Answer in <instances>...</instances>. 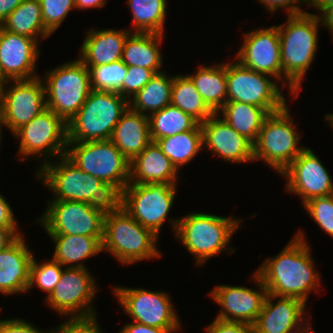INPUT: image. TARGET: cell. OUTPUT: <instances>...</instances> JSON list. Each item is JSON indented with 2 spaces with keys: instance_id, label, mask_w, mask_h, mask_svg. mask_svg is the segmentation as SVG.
I'll use <instances>...</instances> for the list:
<instances>
[{
  "instance_id": "obj_1",
  "label": "cell",
  "mask_w": 333,
  "mask_h": 333,
  "mask_svg": "<svg viewBox=\"0 0 333 333\" xmlns=\"http://www.w3.org/2000/svg\"><path fill=\"white\" fill-rule=\"evenodd\" d=\"M306 235L304 229L297 230L276 256L266 258L255 270L268 293L298 298L306 304L311 293H319L321 273L316 270L312 246Z\"/></svg>"
},
{
  "instance_id": "obj_2",
  "label": "cell",
  "mask_w": 333,
  "mask_h": 333,
  "mask_svg": "<svg viewBox=\"0 0 333 333\" xmlns=\"http://www.w3.org/2000/svg\"><path fill=\"white\" fill-rule=\"evenodd\" d=\"M34 173L38 182L53 195L47 201L86 202L105 215L122 207V191L116 185L82 171L65 155Z\"/></svg>"
},
{
  "instance_id": "obj_3",
  "label": "cell",
  "mask_w": 333,
  "mask_h": 333,
  "mask_svg": "<svg viewBox=\"0 0 333 333\" xmlns=\"http://www.w3.org/2000/svg\"><path fill=\"white\" fill-rule=\"evenodd\" d=\"M285 18L286 22L276 25L281 46L282 86L289 89L287 97L292 99L299 96L304 77L315 61L322 26L318 15L311 12Z\"/></svg>"
},
{
  "instance_id": "obj_4",
  "label": "cell",
  "mask_w": 333,
  "mask_h": 333,
  "mask_svg": "<svg viewBox=\"0 0 333 333\" xmlns=\"http://www.w3.org/2000/svg\"><path fill=\"white\" fill-rule=\"evenodd\" d=\"M242 219L193 211L179 216L174 236L192 255L195 266L202 268L214 256L221 253L230 255L236 251L230 242L236 231L241 229Z\"/></svg>"
},
{
  "instance_id": "obj_5",
  "label": "cell",
  "mask_w": 333,
  "mask_h": 333,
  "mask_svg": "<svg viewBox=\"0 0 333 333\" xmlns=\"http://www.w3.org/2000/svg\"><path fill=\"white\" fill-rule=\"evenodd\" d=\"M159 236L138 223L122 207L104 217L102 248L121 266L162 257Z\"/></svg>"
},
{
  "instance_id": "obj_6",
  "label": "cell",
  "mask_w": 333,
  "mask_h": 333,
  "mask_svg": "<svg viewBox=\"0 0 333 333\" xmlns=\"http://www.w3.org/2000/svg\"><path fill=\"white\" fill-rule=\"evenodd\" d=\"M128 108L129 100L118 92L91 90L67 123L68 142L110 140L114 127Z\"/></svg>"
},
{
  "instance_id": "obj_7",
  "label": "cell",
  "mask_w": 333,
  "mask_h": 333,
  "mask_svg": "<svg viewBox=\"0 0 333 333\" xmlns=\"http://www.w3.org/2000/svg\"><path fill=\"white\" fill-rule=\"evenodd\" d=\"M288 106L265 119L253 143L254 162L265 163L279 175L306 148L299 145L302 135Z\"/></svg>"
},
{
  "instance_id": "obj_8",
  "label": "cell",
  "mask_w": 333,
  "mask_h": 333,
  "mask_svg": "<svg viewBox=\"0 0 333 333\" xmlns=\"http://www.w3.org/2000/svg\"><path fill=\"white\" fill-rule=\"evenodd\" d=\"M48 70L41 77L45 86L46 108L68 123L92 90L89 69L77 57Z\"/></svg>"
},
{
  "instance_id": "obj_9",
  "label": "cell",
  "mask_w": 333,
  "mask_h": 333,
  "mask_svg": "<svg viewBox=\"0 0 333 333\" xmlns=\"http://www.w3.org/2000/svg\"><path fill=\"white\" fill-rule=\"evenodd\" d=\"M12 135L19 140L17 161L28 162L39 158L38 169L66 153L67 123L48 108Z\"/></svg>"
},
{
  "instance_id": "obj_10",
  "label": "cell",
  "mask_w": 333,
  "mask_h": 333,
  "mask_svg": "<svg viewBox=\"0 0 333 333\" xmlns=\"http://www.w3.org/2000/svg\"><path fill=\"white\" fill-rule=\"evenodd\" d=\"M177 190V184L169 183L128 184L122 191V208L159 237L166 222L175 234L179 217L169 218V213Z\"/></svg>"
},
{
  "instance_id": "obj_11",
  "label": "cell",
  "mask_w": 333,
  "mask_h": 333,
  "mask_svg": "<svg viewBox=\"0 0 333 333\" xmlns=\"http://www.w3.org/2000/svg\"><path fill=\"white\" fill-rule=\"evenodd\" d=\"M226 79L227 102H244L270 113L282 110L288 103L284 87L275 78L251 70L235 58L226 62Z\"/></svg>"
},
{
  "instance_id": "obj_12",
  "label": "cell",
  "mask_w": 333,
  "mask_h": 333,
  "mask_svg": "<svg viewBox=\"0 0 333 333\" xmlns=\"http://www.w3.org/2000/svg\"><path fill=\"white\" fill-rule=\"evenodd\" d=\"M65 156L82 171L121 191L129 184L130 161L110 140L68 142Z\"/></svg>"
},
{
  "instance_id": "obj_13",
  "label": "cell",
  "mask_w": 333,
  "mask_h": 333,
  "mask_svg": "<svg viewBox=\"0 0 333 333\" xmlns=\"http://www.w3.org/2000/svg\"><path fill=\"white\" fill-rule=\"evenodd\" d=\"M89 268L64 267L60 281L48 296L45 304L65 319L97 316L94 307L95 295L99 291L94 274Z\"/></svg>"
},
{
  "instance_id": "obj_14",
  "label": "cell",
  "mask_w": 333,
  "mask_h": 333,
  "mask_svg": "<svg viewBox=\"0 0 333 333\" xmlns=\"http://www.w3.org/2000/svg\"><path fill=\"white\" fill-rule=\"evenodd\" d=\"M112 292L131 321L157 328L182 329L181 319L167 291L118 285L113 286Z\"/></svg>"
},
{
  "instance_id": "obj_15",
  "label": "cell",
  "mask_w": 333,
  "mask_h": 333,
  "mask_svg": "<svg viewBox=\"0 0 333 333\" xmlns=\"http://www.w3.org/2000/svg\"><path fill=\"white\" fill-rule=\"evenodd\" d=\"M36 220L47 235H83L103 240L104 217L101 211L80 201H47Z\"/></svg>"
},
{
  "instance_id": "obj_16",
  "label": "cell",
  "mask_w": 333,
  "mask_h": 333,
  "mask_svg": "<svg viewBox=\"0 0 333 333\" xmlns=\"http://www.w3.org/2000/svg\"><path fill=\"white\" fill-rule=\"evenodd\" d=\"M46 109L41 75L32 79L8 80L2 84L0 124L13 134Z\"/></svg>"
},
{
  "instance_id": "obj_17",
  "label": "cell",
  "mask_w": 333,
  "mask_h": 333,
  "mask_svg": "<svg viewBox=\"0 0 333 333\" xmlns=\"http://www.w3.org/2000/svg\"><path fill=\"white\" fill-rule=\"evenodd\" d=\"M252 276L254 288L231 284L216 285L208 295L214 303L220 306L216 318L224 321L242 322L254 325L268 295L259 274Z\"/></svg>"
},
{
  "instance_id": "obj_18",
  "label": "cell",
  "mask_w": 333,
  "mask_h": 333,
  "mask_svg": "<svg viewBox=\"0 0 333 333\" xmlns=\"http://www.w3.org/2000/svg\"><path fill=\"white\" fill-rule=\"evenodd\" d=\"M320 158L306 147L280 174L284 191L299 196L301 205L315 197L333 195V179Z\"/></svg>"
},
{
  "instance_id": "obj_19",
  "label": "cell",
  "mask_w": 333,
  "mask_h": 333,
  "mask_svg": "<svg viewBox=\"0 0 333 333\" xmlns=\"http://www.w3.org/2000/svg\"><path fill=\"white\" fill-rule=\"evenodd\" d=\"M243 43L234 58L243 66L275 78L282 86L281 46L277 25L243 33Z\"/></svg>"
},
{
  "instance_id": "obj_20",
  "label": "cell",
  "mask_w": 333,
  "mask_h": 333,
  "mask_svg": "<svg viewBox=\"0 0 333 333\" xmlns=\"http://www.w3.org/2000/svg\"><path fill=\"white\" fill-rule=\"evenodd\" d=\"M203 151L224 162H254L253 143L228 125L217 113L201 123Z\"/></svg>"
},
{
  "instance_id": "obj_21",
  "label": "cell",
  "mask_w": 333,
  "mask_h": 333,
  "mask_svg": "<svg viewBox=\"0 0 333 333\" xmlns=\"http://www.w3.org/2000/svg\"><path fill=\"white\" fill-rule=\"evenodd\" d=\"M41 44L34 38L11 33L0 26V62L9 80L32 79L40 76L36 67Z\"/></svg>"
},
{
  "instance_id": "obj_22",
  "label": "cell",
  "mask_w": 333,
  "mask_h": 333,
  "mask_svg": "<svg viewBox=\"0 0 333 333\" xmlns=\"http://www.w3.org/2000/svg\"><path fill=\"white\" fill-rule=\"evenodd\" d=\"M307 304L294 297H279L268 293L255 322V333H290L311 317Z\"/></svg>"
},
{
  "instance_id": "obj_23",
  "label": "cell",
  "mask_w": 333,
  "mask_h": 333,
  "mask_svg": "<svg viewBox=\"0 0 333 333\" xmlns=\"http://www.w3.org/2000/svg\"><path fill=\"white\" fill-rule=\"evenodd\" d=\"M21 234L10 246L0 251V294L18 296L27 293L30 282L32 249Z\"/></svg>"
},
{
  "instance_id": "obj_24",
  "label": "cell",
  "mask_w": 333,
  "mask_h": 333,
  "mask_svg": "<svg viewBox=\"0 0 333 333\" xmlns=\"http://www.w3.org/2000/svg\"><path fill=\"white\" fill-rule=\"evenodd\" d=\"M132 32L127 29H88L80 46L78 58L85 66H99L122 59L126 38Z\"/></svg>"
},
{
  "instance_id": "obj_25",
  "label": "cell",
  "mask_w": 333,
  "mask_h": 333,
  "mask_svg": "<svg viewBox=\"0 0 333 333\" xmlns=\"http://www.w3.org/2000/svg\"><path fill=\"white\" fill-rule=\"evenodd\" d=\"M179 176L177 168L153 141L130 161L129 184H177Z\"/></svg>"
},
{
  "instance_id": "obj_26",
  "label": "cell",
  "mask_w": 333,
  "mask_h": 333,
  "mask_svg": "<svg viewBox=\"0 0 333 333\" xmlns=\"http://www.w3.org/2000/svg\"><path fill=\"white\" fill-rule=\"evenodd\" d=\"M110 141L132 161L152 142L148 116L128 108L114 127Z\"/></svg>"
},
{
  "instance_id": "obj_27",
  "label": "cell",
  "mask_w": 333,
  "mask_h": 333,
  "mask_svg": "<svg viewBox=\"0 0 333 333\" xmlns=\"http://www.w3.org/2000/svg\"><path fill=\"white\" fill-rule=\"evenodd\" d=\"M163 34L131 33L125 40L122 62L127 66L143 67L153 70L156 74L165 71L161 43Z\"/></svg>"
},
{
  "instance_id": "obj_28",
  "label": "cell",
  "mask_w": 333,
  "mask_h": 333,
  "mask_svg": "<svg viewBox=\"0 0 333 333\" xmlns=\"http://www.w3.org/2000/svg\"><path fill=\"white\" fill-rule=\"evenodd\" d=\"M55 246L52 259L63 267L88 268L85 261L103 252L102 241L83 235H47ZM97 255V256H96Z\"/></svg>"
},
{
  "instance_id": "obj_29",
  "label": "cell",
  "mask_w": 333,
  "mask_h": 333,
  "mask_svg": "<svg viewBox=\"0 0 333 333\" xmlns=\"http://www.w3.org/2000/svg\"><path fill=\"white\" fill-rule=\"evenodd\" d=\"M187 76L214 113L227 102L226 62L220 61L209 66L200 64L195 72Z\"/></svg>"
},
{
  "instance_id": "obj_30",
  "label": "cell",
  "mask_w": 333,
  "mask_h": 333,
  "mask_svg": "<svg viewBox=\"0 0 333 333\" xmlns=\"http://www.w3.org/2000/svg\"><path fill=\"white\" fill-rule=\"evenodd\" d=\"M239 134L254 143L265 119L271 114L259 106L244 102H226L217 112Z\"/></svg>"
},
{
  "instance_id": "obj_31",
  "label": "cell",
  "mask_w": 333,
  "mask_h": 333,
  "mask_svg": "<svg viewBox=\"0 0 333 333\" xmlns=\"http://www.w3.org/2000/svg\"><path fill=\"white\" fill-rule=\"evenodd\" d=\"M0 26L11 33L34 38L40 44L52 35L45 28L39 0H24Z\"/></svg>"
},
{
  "instance_id": "obj_32",
  "label": "cell",
  "mask_w": 333,
  "mask_h": 333,
  "mask_svg": "<svg viewBox=\"0 0 333 333\" xmlns=\"http://www.w3.org/2000/svg\"><path fill=\"white\" fill-rule=\"evenodd\" d=\"M175 75L166 70L157 73L139 92L129 99V108L149 116L171 104L172 86Z\"/></svg>"
},
{
  "instance_id": "obj_33",
  "label": "cell",
  "mask_w": 333,
  "mask_h": 333,
  "mask_svg": "<svg viewBox=\"0 0 333 333\" xmlns=\"http://www.w3.org/2000/svg\"><path fill=\"white\" fill-rule=\"evenodd\" d=\"M132 17V33H156L165 35L167 0H127Z\"/></svg>"
},
{
  "instance_id": "obj_34",
  "label": "cell",
  "mask_w": 333,
  "mask_h": 333,
  "mask_svg": "<svg viewBox=\"0 0 333 333\" xmlns=\"http://www.w3.org/2000/svg\"><path fill=\"white\" fill-rule=\"evenodd\" d=\"M177 170L191 163L203 151L202 130L199 123L194 129L155 141Z\"/></svg>"
},
{
  "instance_id": "obj_35",
  "label": "cell",
  "mask_w": 333,
  "mask_h": 333,
  "mask_svg": "<svg viewBox=\"0 0 333 333\" xmlns=\"http://www.w3.org/2000/svg\"><path fill=\"white\" fill-rule=\"evenodd\" d=\"M151 140L174 136L194 129L199 122L176 106L169 104L148 116Z\"/></svg>"
},
{
  "instance_id": "obj_36",
  "label": "cell",
  "mask_w": 333,
  "mask_h": 333,
  "mask_svg": "<svg viewBox=\"0 0 333 333\" xmlns=\"http://www.w3.org/2000/svg\"><path fill=\"white\" fill-rule=\"evenodd\" d=\"M171 104L192 116L200 124L214 112L203 101L187 74H175L172 86Z\"/></svg>"
},
{
  "instance_id": "obj_37",
  "label": "cell",
  "mask_w": 333,
  "mask_h": 333,
  "mask_svg": "<svg viewBox=\"0 0 333 333\" xmlns=\"http://www.w3.org/2000/svg\"><path fill=\"white\" fill-rule=\"evenodd\" d=\"M86 67L89 69L91 89L96 91L118 92L128 70V66L122 60Z\"/></svg>"
},
{
  "instance_id": "obj_38",
  "label": "cell",
  "mask_w": 333,
  "mask_h": 333,
  "mask_svg": "<svg viewBox=\"0 0 333 333\" xmlns=\"http://www.w3.org/2000/svg\"><path fill=\"white\" fill-rule=\"evenodd\" d=\"M63 268L59 262L52 258L40 262L34 256L30 265V282L27 293L37 286L39 287L38 289L44 291L47 294L46 296H48L60 281Z\"/></svg>"
},
{
  "instance_id": "obj_39",
  "label": "cell",
  "mask_w": 333,
  "mask_h": 333,
  "mask_svg": "<svg viewBox=\"0 0 333 333\" xmlns=\"http://www.w3.org/2000/svg\"><path fill=\"white\" fill-rule=\"evenodd\" d=\"M302 209L333 238V195L312 198L302 205Z\"/></svg>"
},
{
  "instance_id": "obj_40",
  "label": "cell",
  "mask_w": 333,
  "mask_h": 333,
  "mask_svg": "<svg viewBox=\"0 0 333 333\" xmlns=\"http://www.w3.org/2000/svg\"><path fill=\"white\" fill-rule=\"evenodd\" d=\"M45 28L54 34L70 12L76 10L74 0H39Z\"/></svg>"
},
{
  "instance_id": "obj_41",
  "label": "cell",
  "mask_w": 333,
  "mask_h": 333,
  "mask_svg": "<svg viewBox=\"0 0 333 333\" xmlns=\"http://www.w3.org/2000/svg\"><path fill=\"white\" fill-rule=\"evenodd\" d=\"M156 73L147 68L128 66L126 77L123 80L122 87L118 93L126 99H131L139 92Z\"/></svg>"
},
{
  "instance_id": "obj_42",
  "label": "cell",
  "mask_w": 333,
  "mask_h": 333,
  "mask_svg": "<svg viewBox=\"0 0 333 333\" xmlns=\"http://www.w3.org/2000/svg\"><path fill=\"white\" fill-rule=\"evenodd\" d=\"M52 333H105L98 323V315L89 318L64 319Z\"/></svg>"
},
{
  "instance_id": "obj_43",
  "label": "cell",
  "mask_w": 333,
  "mask_h": 333,
  "mask_svg": "<svg viewBox=\"0 0 333 333\" xmlns=\"http://www.w3.org/2000/svg\"><path fill=\"white\" fill-rule=\"evenodd\" d=\"M257 2L263 5V9L265 7V12H272V15L276 14L275 12L279 13L281 8L286 10V16H296L308 12L301 8L304 4L308 7V0H257Z\"/></svg>"
},
{
  "instance_id": "obj_44",
  "label": "cell",
  "mask_w": 333,
  "mask_h": 333,
  "mask_svg": "<svg viewBox=\"0 0 333 333\" xmlns=\"http://www.w3.org/2000/svg\"><path fill=\"white\" fill-rule=\"evenodd\" d=\"M3 308L0 307V313ZM0 333H52V328L50 330L39 329L35 324L24 320L23 318H10L1 319L0 318Z\"/></svg>"
},
{
  "instance_id": "obj_45",
  "label": "cell",
  "mask_w": 333,
  "mask_h": 333,
  "mask_svg": "<svg viewBox=\"0 0 333 333\" xmlns=\"http://www.w3.org/2000/svg\"><path fill=\"white\" fill-rule=\"evenodd\" d=\"M203 329L205 333H255L253 325L242 322L224 321L216 317Z\"/></svg>"
},
{
  "instance_id": "obj_46",
  "label": "cell",
  "mask_w": 333,
  "mask_h": 333,
  "mask_svg": "<svg viewBox=\"0 0 333 333\" xmlns=\"http://www.w3.org/2000/svg\"><path fill=\"white\" fill-rule=\"evenodd\" d=\"M13 208L3 194H0V228L20 229Z\"/></svg>"
},
{
  "instance_id": "obj_47",
  "label": "cell",
  "mask_w": 333,
  "mask_h": 333,
  "mask_svg": "<svg viewBox=\"0 0 333 333\" xmlns=\"http://www.w3.org/2000/svg\"><path fill=\"white\" fill-rule=\"evenodd\" d=\"M181 329H164L143 325L134 321L124 324L116 333H176Z\"/></svg>"
},
{
  "instance_id": "obj_48",
  "label": "cell",
  "mask_w": 333,
  "mask_h": 333,
  "mask_svg": "<svg viewBox=\"0 0 333 333\" xmlns=\"http://www.w3.org/2000/svg\"><path fill=\"white\" fill-rule=\"evenodd\" d=\"M21 234L20 229L0 228V251L10 246Z\"/></svg>"
},
{
  "instance_id": "obj_49",
  "label": "cell",
  "mask_w": 333,
  "mask_h": 333,
  "mask_svg": "<svg viewBox=\"0 0 333 333\" xmlns=\"http://www.w3.org/2000/svg\"><path fill=\"white\" fill-rule=\"evenodd\" d=\"M318 17L321 22V26H325L324 28H327L330 37L333 41V4L325 7L319 14Z\"/></svg>"
},
{
  "instance_id": "obj_50",
  "label": "cell",
  "mask_w": 333,
  "mask_h": 333,
  "mask_svg": "<svg viewBox=\"0 0 333 333\" xmlns=\"http://www.w3.org/2000/svg\"><path fill=\"white\" fill-rule=\"evenodd\" d=\"M24 0H0V25Z\"/></svg>"
},
{
  "instance_id": "obj_51",
  "label": "cell",
  "mask_w": 333,
  "mask_h": 333,
  "mask_svg": "<svg viewBox=\"0 0 333 333\" xmlns=\"http://www.w3.org/2000/svg\"><path fill=\"white\" fill-rule=\"evenodd\" d=\"M76 10L99 9L105 7L107 0H74Z\"/></svg>"
},
{
  "instance_id": "obj_52",
  "label": "cell",
  "mask_w": 333,
  "mask_h": 333,
  "mask_svg": "<svg viewBox=\"0 0 333 333\" xmlns=\"http://www.w3.org/2000/svg\"><path fill=\"white\" fill-rule=\"evenodd\" d=\"M333 4V0H308V7L314 8V12L312 14L318 15L325 7ZM317 13H316V11Z\"/></svg>"
},
{
  "instance_id": "obj_53",
  "label": "cell",
  "mask_w": 333,
  "mask_h": 333,
  "mask_svg": "<svg viewBox=\"0 0 333 333\" xmlns=\"http://www.w3.org/2000/svg\"><path fill=\"white\" fill-rule=\"evenodd\" d=\"M312 319H309L306 323H304L301 327L297 328L296 330L291 331L290 333H314L315 331L312 330Z\"/></svg>"
},
{
  "instance_id": "obj_54",
  "label": "cell",
  "mask_w": 333,
  "mask_h": 333,
  "mask_svg": "<svg viewBox=\"0 0 333 333\" xmlns=\"http://www.w3.org/2000/svg\"><path fill=\"white\" fill-rule=\"evenodd\" d=\"M324 121L328 122L329 127L333 129V113H327L324 116Z\"/></svg>"
},
{
  "instance_id": "obj_55",
  "label": "cell",
  "mask_w": 333,
  "mask_h": 333,
  "mask_svg": "<svg viewBox=\"0 0 333 333\" xmlns=\"http://www.w3.org/2000/svg\"><path fill=\"white\" fill-rule=\"evenodd\" d=\"M9 79L3 74V69L0 62V82L5 84Z\"/></svg>"
},
{
  "instance_id": "obj_56",
  "label": "cell",
  "mask_w": 333,
  "mask_h": 333,
  "mask_svg": "<svg viewBox=\"0 0 333 333\" xmlns=\"http://www.w3.org/2000/svg\"><path fill=\"white\" fill-rule=\"evenodd\" d=\"M2 128H3V127H2V125L0 124V148L2 147V146H1L2 142H1V141L3 140V139H2V138H3V137H2V136H3V133H2V132H3V131H2L3 129H2Z\"/></svg>"
},
{
  "instance_id": "obj_57",
  "label": "cell",
  "mask_w": 333,
  "mask_h": 333,
  "mask_svg": "<svg viewBox=\"0 0 333 333\" xmlns=\"http://www.w3.org/2000/svg\"><path fill=\"white\" fill-rule=\"evenodd\" d=\"M1 90H2V83L0 82V103H1Z\"/></svg>"
}]
</instances>
